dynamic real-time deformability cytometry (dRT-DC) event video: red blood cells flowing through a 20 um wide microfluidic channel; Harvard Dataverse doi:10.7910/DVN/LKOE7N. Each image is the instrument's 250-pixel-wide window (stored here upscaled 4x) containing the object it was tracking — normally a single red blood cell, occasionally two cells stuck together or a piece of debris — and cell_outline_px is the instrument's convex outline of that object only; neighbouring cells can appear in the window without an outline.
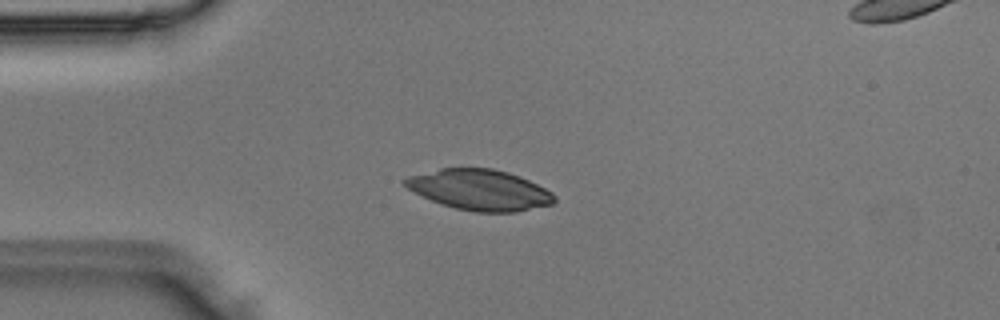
{"species": "Egyptian fruit bat (a non-hibernating species)", "species_latin": "Rousettus aegyptiacus", "temperature_condition": "room temperature", "stored_images_in_passage": 38, "camera_frame_rate_fps": 3000, "um_per_image_px": 0.085, "animal": {"sex": "male"}, "frame": {"image": 1, "passage_image": 1, "time_ms": 0.0, "image_size_px": [1000, 320], "cell_outline_px": [[556, 200], [552, 204], [516, 212], [472, 212], [440, 204], [412, 192], [400, 180], [408, 176], [440, 168], [492, 168], [508, 172], [520, 176], [552, 192], [556, 196]], "centroid_in_image_um": [40.74, 16.14], "position_along_channel_um": 44.3, "area_um2": 35.55}}
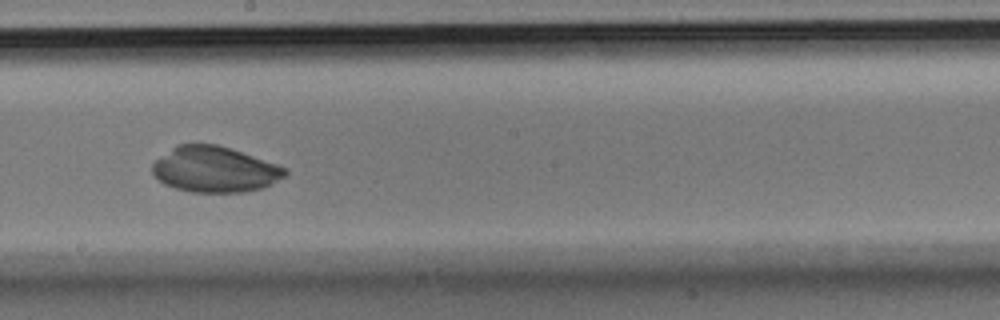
{"frame": {"image": 2, "passage_image": 16, "time_ms": 5.0, "image_size_px": [1000, 320], "cell_outline_px": [[288, 172], [284, 176], [272, 184], [264, 188], [244, 192], [192, 192], [176, 188], [164, 184], [152, 172], [152, 164], [156, 160], [176, 144], [216, 144], [232, 148], [288, 168]], "centroid_in_image_um": [18.28, 14.39], "position_along_channel_um": 229.9, "area_um2": 35.43}}
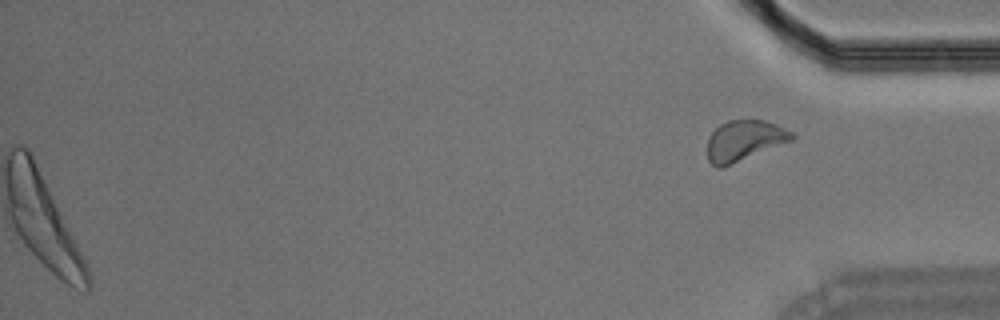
{"frame": {"image": 3, "passage_image": 38, "time_ms": 12.333, "image_size_px": [1000, 320], "cell_outline_px": [[796, 136], [792, 140], [720, 168], [716, 168], [708, 160], [708, 136], [720, 124], [728, 120], [764, 120], [776, 124], [792, 132]], "centroid_in_image_um": [63.24, 11.93], "position_along_channel_um": 372.0, "area_um2": 19.65}}